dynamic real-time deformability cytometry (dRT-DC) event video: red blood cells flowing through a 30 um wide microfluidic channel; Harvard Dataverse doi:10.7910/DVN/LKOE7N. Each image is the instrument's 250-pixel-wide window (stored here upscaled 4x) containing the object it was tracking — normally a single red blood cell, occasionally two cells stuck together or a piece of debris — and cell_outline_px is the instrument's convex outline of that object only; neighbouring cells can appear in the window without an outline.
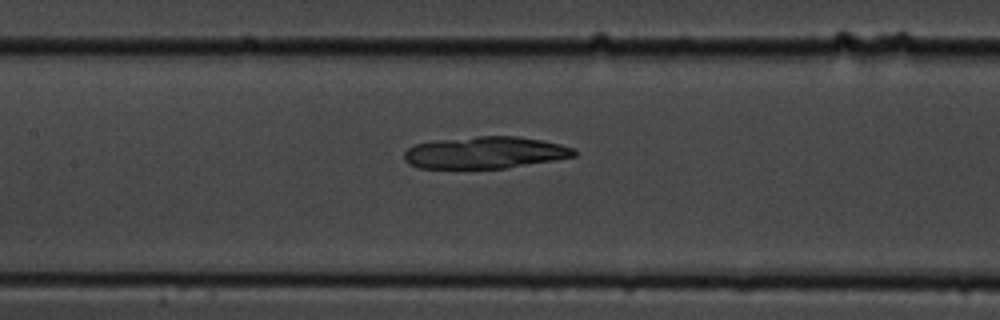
{"species": "common noctule bat (a hibernating species)", "species_latin": "Nyctalus noctula", "temperature_condition": "cold", "stored_images_in_passage": 55, "camera_frame_rate_fps": 3000, "um_per_image_px": 0.085, "animal": {"sex": "male", "body_mass_g": 19.5, "forearm_length_mm": 54.6}, "frame": {"image": 1, "passage_image": 26, "time_ms": 8.333, "image_size_px": [1000, 320], "cell_outline_px": [[576, 156], [556, 160], [504, 168], [420, 168], [408, 164], [404, 160], [404, 152], [408, 148], [416, 144], [440, 140], [476, 136], [516, 136], [544, 140], [560, 144], [572, 148], [576, 152]], "centroid_in_image_um": [41.24, 12.97], "position_along_channel_um": 166.2, "area_um2": 31.56}}
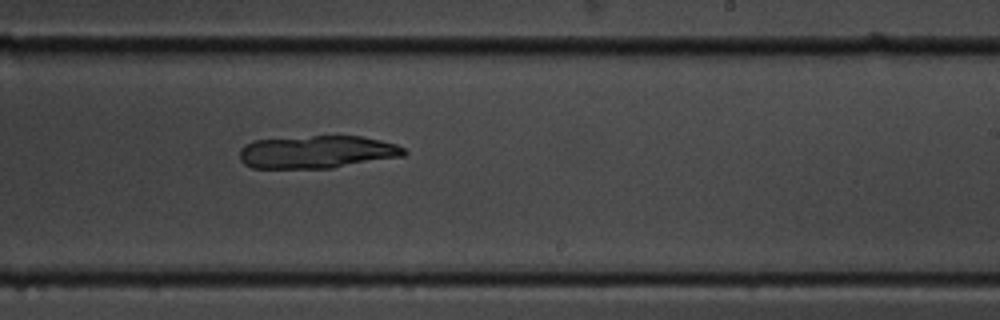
{"frame": {"image": 2, "passage_image": 34, "time_ms": 11.0, "image_size_px": [1000, 320], "cell_outline_px": [[408, 152], [404, 156], [332, 168], [252, 168], [244, 164], [240, 160], [240, 148], [244, 144], [252, 140], [312, 136], [360, 136], [380, 140], [396, 144], [404, 148]], "centroid_in_image_um": [26.93, 12.92], "position_along_channel_um": 262.1, "area_um2": 31.56}}
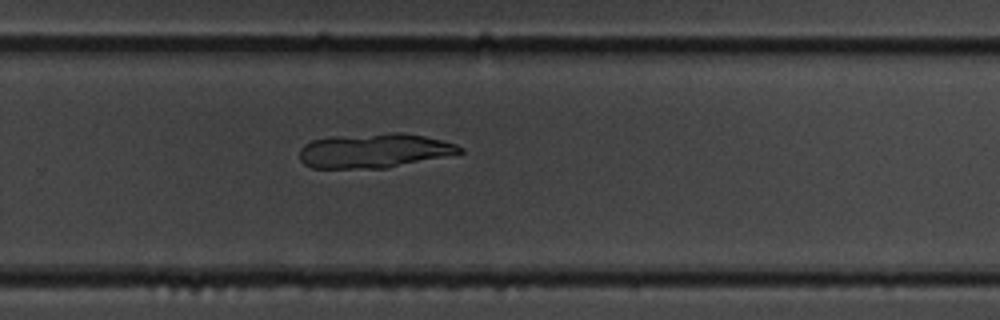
{"frame": {"image": 3, "passage_image": 37, "time_ms": 12.0, "image_size_px": [1000, 320], "cell_outline_px": [[464, 152], [388, 168], [312, 168], [304, 164], [300, 160], [300, 148], [304, 144], [312, 140], [332, 136], [388, 132], [404, 132], [424, 136], [456, 144], [464, 148]], "centroid_in_image_um": [31.79, 12.79], "position_along_channel_um": 298.0, "area_um2": 32.37}}